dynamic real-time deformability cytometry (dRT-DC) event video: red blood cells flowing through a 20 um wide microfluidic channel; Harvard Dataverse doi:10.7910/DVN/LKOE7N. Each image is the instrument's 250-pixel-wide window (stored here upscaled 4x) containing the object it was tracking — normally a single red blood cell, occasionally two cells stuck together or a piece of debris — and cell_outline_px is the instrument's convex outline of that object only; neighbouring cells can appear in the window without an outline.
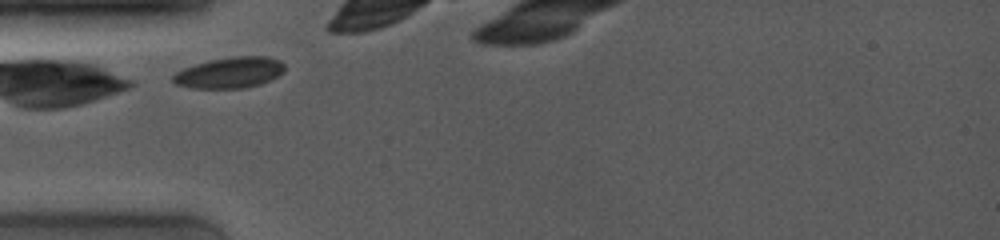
{"species": "common noctule bat (a hibernating species)", "species_latin": "Nyctalus noctula", "temperature_condition": "room temperature", "stored_images_in_passage": 7, "camera_frame_rate_fps": 4000, "um_per_image_px": 0.085, "animal": {"sex": "female", "body_mass_g": 19.0, "forearm_length_mm": 53.3}, "frame": {"image": 1, "passage_image": 1, "time_ms": 0.0, "image_size_px": [1000, 240], "cell_outline_px": [[284, 72], [260, 84], [244, 88], [192, 88], [176, 84], [172, 80], [172, 76], [176, 72], [184, 68], [196, 64], [212, 60], [232, 56], [268, 56], [280, 60], [284, 64]], "centroid_in_image_um": [19.53, 6.17], "position_along_channel_um": 65.5, "area_um2": 20.0}}